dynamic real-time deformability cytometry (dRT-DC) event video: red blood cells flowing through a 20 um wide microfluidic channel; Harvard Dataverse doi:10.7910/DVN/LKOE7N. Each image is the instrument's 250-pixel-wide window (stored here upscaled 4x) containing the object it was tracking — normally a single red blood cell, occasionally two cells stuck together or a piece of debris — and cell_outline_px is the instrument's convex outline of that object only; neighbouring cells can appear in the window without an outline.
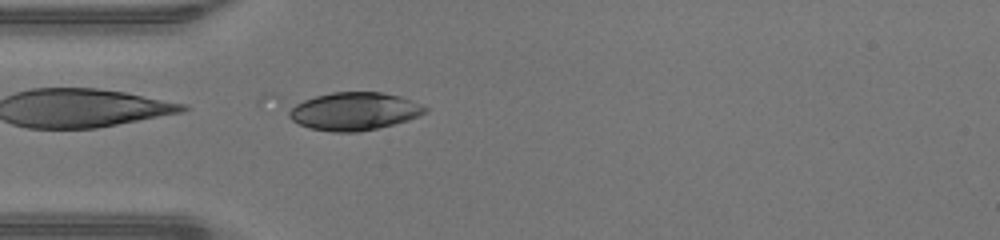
{"species": "human", "species_latin": "Homo sapiens", "temperature_condition": "warm", "stored_images_in_passage": 33, "camera_frame_rate_fps": 3000, "um_per_image_px": 0.085, "donor": {"sex": "male"}, "frame": {"image": 1, "passage_image": 1, "time_ms": 0.0, "image_size_px": [1000, 240], "cell_outline_px": [[428, 112], [408, 120], [376, 128], [356, 132], [332, 132], [308, 128], [292, 120], [288, 116], [288, 112], [296, 104], [304, 100], [316, 96], [332, 92], [380, 92], [400, 96], [420, 104], [428, 108]], "centroid_in_image_um": [30.11, 9.46], "position_along_channel_um": 54.9, "area_um2": 29.82}}
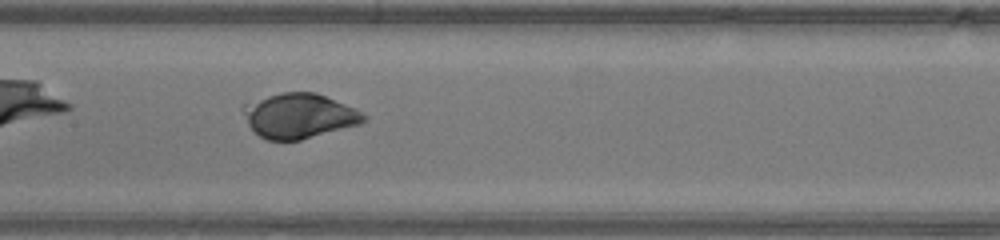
{"frame": {"image": 2, "passage_image": 10, "time_ms": 3.0, "image_size_px": [1000, 240], "cell_outline_px": [[368, 116], [360, 124], [300, 140], [268, 140], [260, 136], [248, 124], [240, 108], [244, 104], [268, 96], [284, 92], [316, 92], [356, 108]], "centroid_in_image_um": [25.43, 9.84], "position_along_channel_um": 182.0, "area_um2": 31.33}}
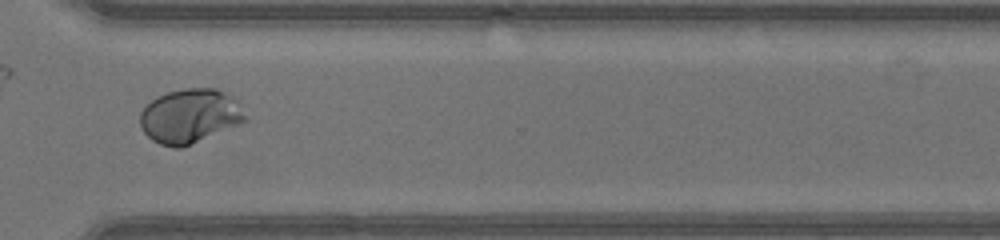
{"frame": {"image": 3, "passage_image": 22, "time_ms": 7.0, "image_size_px": [1000, 240], "cell_outline_px": [[244, 120], [236, 124], [180, 148], [176, 148], [160, 144], [152, 140], [140, 128], [140, 112], [156, 96], [168, 92], [184, 88], [216, 88], [232, 96], [236, 100], [244, 116]], "centroid_in_image_um": [16.06, 9.84], "position_along_channel_um": 354.5, "area_um2": 32.43}, "authors_computed_cell_mechanics": {"area_um2": 31.501, "velocity_mm_per_s": 4.324, "shape_relaxation_time_tau1_ms": 3.9345, "shape_relaxation_time_tau2_ms": null, "deformation_change_tau1": 0.2161, "deformation_change_tau2": null}}